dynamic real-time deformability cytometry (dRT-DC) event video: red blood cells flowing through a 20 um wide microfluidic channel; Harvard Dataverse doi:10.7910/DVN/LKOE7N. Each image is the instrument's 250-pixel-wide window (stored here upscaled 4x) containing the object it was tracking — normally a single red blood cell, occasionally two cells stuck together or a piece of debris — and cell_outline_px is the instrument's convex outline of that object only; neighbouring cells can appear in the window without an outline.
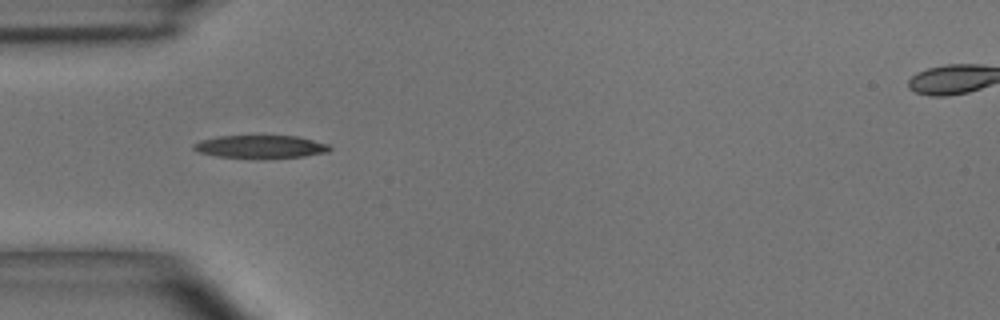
{"species": "common noctule bat (a hibernating species)", "species_latin": "Nyctalus noctula", "temperature_condition": "room temperature", "stored_images_in_passage": 35, "camera_frame_rate_fps": 3000, "um_per_image_px": 0.085, "animal": {"sex": "male", "body_mass_g": 15.6}, "frame": {"image": 1, "passage_image": 1, "time_ms": 0.0, "image_size_px": [1000, 320], "cell_outline_px": [[332, 148], [328, 152], [304, 156], [264, 160], [216, 156], [200, 152], [192, 148], [192, 144], [200, 140], [220, 136], [296, 136], [328, 144]], "centroid_in_image_um": [22.14, 12.5], "position_along_channel_um": 62.9, "area_um2": 18.55}}
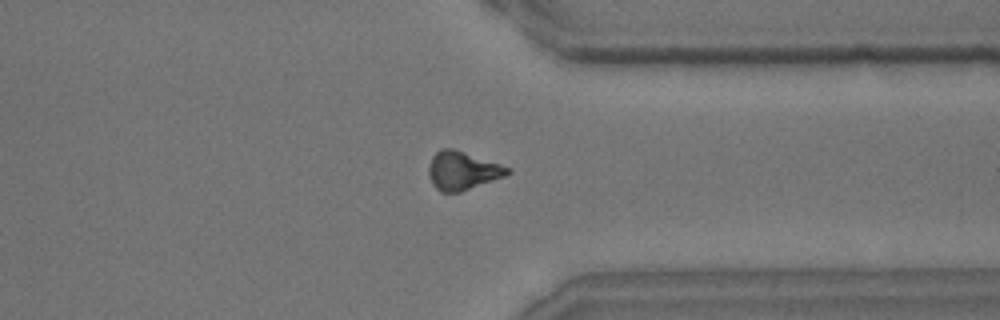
{"frame": {"image": 2, "passage_image": 24, "time_ms": 7.667, "image_size_px": [1000, 320], "cell_outline_px": [[512, 172], [504, 176], [460, 192], [440, 192], [432, 184], [428, 172], [428, 168], [432, 156], [440, 148], [452, 148], [512, 168]], "centroid_in_image_um": [39.29, 14.5], "position_along_channel_um": 372.1, "area_um2": 17.51}}
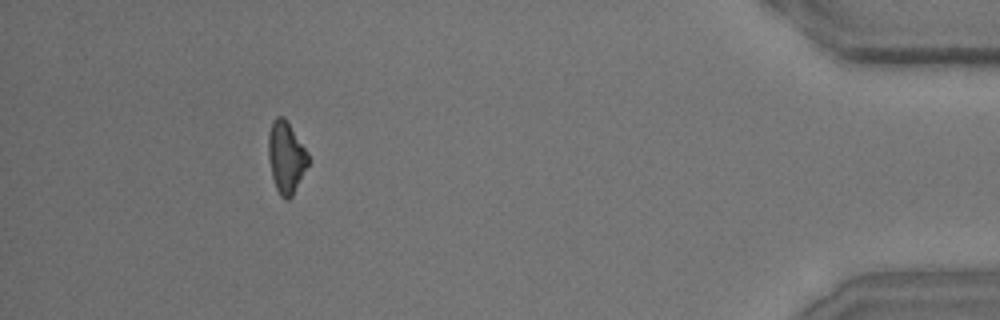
{"frame": {"image": 3, "passage_image": 31, "time_ms": 10.0, "image_size_px": [1000, 320], "cell_outline_px": [[308, 164], [292, 196], [288, 200], [284, 200], [280, 196], [276, 188], [272, 176], [268, 156], [268, 132], [272, 120], [276, 116], [284, 116], [288, 120], [308, 152]], "centroid_in_image_um": [24.3, 13.32], "position_along_channel_um": 410.9, "area_um2": 16.82}, "authors_computed_cell_mechanics": {"area_um2": 17.5134, "velocity_mm_per_s": 4.0673, "shape_relaxation_time_tau1_ms": 6.8983, "shape_relaxation_time_tau2_ms": null, "deformation_change_tau1": 0.1824, "deformation_change_tau2": null}}